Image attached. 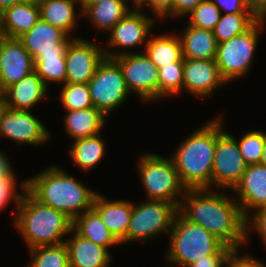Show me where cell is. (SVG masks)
I'll use <instances>...</instances> for the list:
<instances>
[{
	"instance_id": "6da1fadb",
	"label": "cell",
	"mask_w": 266,
	"mask_h": 267,
	"mask_svg": "<svg viewBox=\"0 0 266 267\" xmlns=\"http://www.w3.org/2000/svg\"><path fill=\"white\" fill-rule=\"evenodd\" d=\"M210 190L212 189H187L179 212L188 221L205 228L225 246L238 249L243 243H248L247 219L242 214L237 199L232 200L224 191L222 194Z\"/></svg>"
},
{
	"instance_id": "7a4b0ae2",
	"label": "cell",
	"mask_w": 266,
	"mask_h": 267,
	"mask_svg": "<svg viewBox=\"0 0 266 267\" xmlns=\"http://www.w3.org/2000/svg\"><path fill=\"white\" fill-rule=\"evenodd\" d=\"M25 190L41 204L59 210L72 221L92 208L97 194L55 166L25 180Z\"/></svg>"
},
{
	"instance_id": "3957f363",
	"label": "cell",
	"mask_w": 266,
	"mask_h": 267,
	"mask_svg": "<svg viewBox=\"0 0 266 267\" xmlns=\"http://www.w3.org/2000/svg\"><path fill=\"white\" fill-rule=\"evenodd\" d=\"M21 185L25 193H22L17 205L14 225L23 235L28 248L64 243L65 240L61 239L73 232V221L59 210L35 200L25 190V180Z\"/></svg>"
},
{
	"instance_id": "277c9868",
	"label": "cell",
	"mask_w": 266,
	"mask_h": 267,
	"mask_svg": "<svg viewBox=\"0 0 266 267\" xmlns=\"http://www.w3.org/2000/svg\"><path fill=\"white\" fill-rule=\"evenodd\" d=\"M216 148V119L189 135L171 156L182 183L189 188H210Z\"/></svg>"
},
{
	"instance_id": "5b68a950",
	"label": "cell",
	"mask_w": 266,
	"mask_h": 267,
	"mask_svg": "<svg viewBox=\"0 0 266 267\" xmlns=\"http://www.w3.org/2000/svg\"><path fill=\"white\" fill-rule=\"evenodd\" d=\"M167 260L177 267H188L205 256L216 255L225 245L200 225L188 221L180 212L170 231Z\"/></svg>"
},
{
	"instance_id": "8992f818",
	"label": "cell",
	"mask_w": 266,
	"mask_h": 267,
	"mask_svg": "<svg viewBox=\"0 0 266 267\" xmlns=\"http://www.w3.org/2000/svg\"><path fill=\"white\" fill-rule=\"evenodd\" d=\"M138 169L148 200L167 201L180 207L182 199L176 196H184L187 187L182 183L171 157L146 153L140 157Z\"/></svg>"
},
{
	"instance_id": "52a82bcc",
	"label": "cell",
	"mask_w": 266,
	"mask_h": 267,
	"mask_svg": "<svg viewBox=\"0 0 266 267\" xmlns=\"http://www.w3.org/2000/svg\"><path fill=\"white\" fill-rule=\"evenodd\" d=\"M264 22L265 19H258L244 33L218 44L215 61L226 83L249 72Z\"/></svg>"
},
{
	"instance_id": "ba28073f",
	"label": "cell",
	"mask_w": 266,
	"mask_h": 267,
	"mask_svg": "<svg viewBox=\"0 0 266 267\" xmlns=\"http://www.w3.org/2000/svg\"><path fill=\"white\" fill-rule=\"evenodd\" d=\"M93 106L106 117L129 96L122 69L114 58L105 57L87 83Z\"/></svg>"
},
{
	"instance_id": "9c48e42d",
	"label": "cell",
	"mask_w": 266,
	"mask_h": 267,
	"mask_svg": "<svg viewBox=\"0 0 266 267\" xmlns=\"http://www.w3.org/2000/svg\"><path fill=\"white\" fill-rule=\"evenodd\" d=\"M178 212L177 205L162 200H146L142 204H133L125 242L144 241L159 233H169Z\"/></svg>"
},
{
	"instance_id": "30bf717a",
	"label": "cell",
	"mask_w": 266,
	"mask_h": 267,
	"mask_svg": "<svg viewBox=\"0 0 266 267\" xmlns=\"http://www.w3.org/2000/svg\"><path fill=\"white\" fill-rule=\"evenodd\" d=\"M216 118V148L211 175V186L234 189L247 168L239 145L233 135L222 130V120Z\"/></svg>"
},
{
	"instance_id": "8fae6325",
	"label": "cell",
	"mask_w": 266,
	"mask_h": 267,
	"mask_svg": "<svg viewBox=\"0 0 266 267\" xmlns=\"http://www.w3.org/2000/svg\"><path fill=\"white\" fill-rule=\"evenodd\" d=\"M104 54L118 62L130 93H137L144 101L158 99L159 68L146 54L127 51L113 53L105 48Z\"/></svg>"
},
{
	"instance_id": "7c38bea8",
	"label": "cell",
	"mask_w": 266,
	"mask_h": 267,
	"mask_svg": "<svg viewBox=\"0 0 266 267\" xmlns=\"http://www.w3.org/2000/svg\"><path fill=\"white\" fill-rule=\"evenodd\" d=\"M0 135L18 144L39 145L50 138L46 127L30 110H14L3 106L0 111Z\"/></svg>"
},
{
	"instance_id": "4fadbf2b",
	"label": "cell",
	"mask_w": 266,
	"mask_h": 267,
	"mask_svg": "<svg viewBox=\"0 0 266 267\" xmlns=\"http://www.w3.org/2000/svg\"><path fill=\"white\" fill-rule=\"evenodd\" d=\"M65 58V83H88L105 54L104 49L95 43L74 37L67 47Z\"/></svg>"
},
{
	"instance_id": "5bb4252c",
	"label": "cell",
	"mask_w": 266,
	"mask_h": 267,
	"mask_svg": "<svg viewBox=\"0 0 266 267\" xmlns=\"http://www.w3.org/2000/svg\"><path fill=\"white\" fill-rule=\"evenodd\" d=\"M18 39L34 60L35 58L65 56L67 47L73 38L69 39V35L64 31L39 18L36 24Z\"/></svg>"
},
{
	"instance_id": "9a60e30c",
	"label": "cell",
	"mask_w": 266,
	"mask_h": 267,
	"mask_svg": "<svg viewBox=\"0 0 266 267\" xmlns=\"http://www.w3.org/2000/svg\"><path fill=\"white\" fill-rule=\"evenodd\" d=\"M34 71V60L18 38L3 37L0 40V90Z\"/></svg>"
},
{
	"instance_id": "2e32d148",
	"label": "cell",
	"mask_w": 266,
	"mask_h": 267,
	"mask_svg": "<svg viewBox=\"0 0 266 267\" xmlns=\"http://www.w3.org/2000/svg\"><path fill=\"white\" fill-rule=\"evenodd\" d=\"M234 190L240 200L237 203L246 219L251 217L248 215L249 210L266 208V165H247L242 179Z\"/></svg>"
},
{
	"instance_id": "e0dca14e",
	"label": "cell",
	"mask_w": 266,
	"mask_h": 267,
	"mask_svg": "<svg viewBox=\"0 0 266 267\" xmlns=\"http://www.w3.org/2000/svg\"><path fill=\"white\" fill-rule=\"evenodd\" d=\"M215 59H184L183 88L197 96H209L216 87L225 84Z\"/></svg>"
},
{
	"instance_id": "ac0fdd59",
	"label": "cell",
	"mask_w": 266,
	"mask_h": 267,
	"mask_svg": "<svg viewBox=\"0 0 266 267\" xmlns=\"http://www.w3.org/2000/svg\"><path fill=\"white\" fill-rule=\"evenodd\" d=\"M154 19L141 13L138 9H132L109 32L108 46L119 48H131L148 40L150 29L154 25ZM146 39V40H145Z\"/></svg>"
},
{
	"instance_id": "d6986e66",
	"label": "cell",
	"mask_w": 266,
	"mask_h": 267,
	"mask_svg": "<svg viewBox=\"0 0 266 267\" xmlns=\"http://www.w3.org/2000/svg\"><path fill=\"white\" fill-rule=\"evenodd\" d=\"M92 208L99 214L115 239L123 244L132 216L133 203L127 200L108 201L97 193Z\"/></svg>"
},
{
	"instance_id": "ffe728a7",
	"label": "cell",
	"mask_w": 266,
	"mask_h": 267,
	"mask_svg": "<svg viewBox=\"0 0 266 267\" xmlns=\"http://www.w3.org/2000/svg\"><path fill=\"white\" fill-rule=\"evenodd\" d=\"M47 90V86L34 70L2 92L4 106L14 110H30L46 96Z\"/></svg>"
},
{
	"instance_id": "44dd1931",
	"label": "cell",
	"mask_w": 266,
	"mask_h": 267,
	"mask_svg": "<svg viewBox=\"0 0 266 267\" xmlns=\"http://www.w3.org/2000/svg\"><path fill=\"white\" fill-rule=\"evenodd\" d=\"M68 249L69 267H108L112 260L107 248L79 235L64 242Z\"/></svg>"
},
{
	"instance_id": "7402d4cb",
	"label": "cell",
	"mask_w": 266,
	"mask_h": 267,
	"mask_svg": "<svg viewBox=\"0 0 266 267\" xmlns=\"http://www.w3.org/2000/svg\"><path fill=\"white\" fill-rule=\"evenodd\" d=\"M0 14L3 36L18 38L36 24L40 9L37 0H28L8 7Z\"/></svg>"
},
{
	"instance_id": "603a6c76",
	"label": "cell",
	"mask_w": 266,
	"mask_h": 267,
	"mask_svg": "<svg viewBox=\"0 0 266 267\" xmlns=\"http://www.w3.org/2000/svg\"><path fill=\"white\" fill-rule=\"evenodd\" d=\"M64 126L74 140L95 137L102 131L106 116L95 107L67 111Z\"/></svg>"
},
{
	"instance_id": "cb8c5ba5",
	"label": "cell",
	"mask_w": 266,
	"mask_h": 267,
	"mask_svg": "<svg viewBox=\"0 0 266 267\" xmlns=\"http://www.w3.org/2000/svg\"><path fill=\"white\" fill-rule=\"evenodd\" d=\"M180 40L184 59L212 60L216 58L218 43L213 31L188 25Z\"/></svg>"
},
{
	"instance_id": "d4e9b609",
	"label": "cell",
	"mask_w": 266,
	"mask_h": 267,
	"mask_svg": "<svg viewBox=\"0 0 266 267\" xmlns=\"http://www.w3.org/2000/svg\"><path fill=\"white\" fill-rule=\"evenodd\" d=\"M126 0H107L96 5H80L81 15H87L94 27L110 31L132 9Z\"/></svg>"
},
{
	"instance_id": "484cf974",
	"label": "cell",
	"mask_w": 266,
	"mask_h": 267,
	"mask_svg": "<svg viewBox=\"0 0 266 267\" xmlns=\"http://www.w3.org/2000/svg\"><path fill=\"white\" fill-rule=\"evenodd\" d=\"M40 18L64 31L67 35L74 29L76 23L75 4L80 0H37ZM78 2V3H76Z\"/></svg>"
},
{
	"instance_id": "4316f807",
	"label": "cell",
	"mask_w": 266,
	"mask_h": 267,
	"mask_svg": "<svg viewBox=\"0 0 266 267\" xmlns=\"http://www.w3.org/2000/svg\"><path fill=\"white\" fill-rule=\"evenodd\" d=\"M72 231H76L79 235L107 249L119 244L93 208L85 211L73 221Z\"/></svg>"
},
{
	"instance_id": "83f0119b",
	"label": "cell",
	"mask_w": 266,
	"mask_h": 267,
	"mask_svg": "<svg viewBox=\"0 0 266 267\" xmlns=\"http://www.w3.org/2000/svg\"><path fill=\"white\" fill-rule=\"evenodd\" d=\"M145 43V54L158 68L183 59L182 43L177 35L150 37Z\"/></svg>"
},
{
	"instance_id": "f1b7e54d",
	"label": "cell",
	"mask_w": 266,
	"mask_h": 267,
	"mask_svg": "<svg viewBox=\"0 0 266 267\" xmlns=\"http://www.w3.org/2000/svg\"><path fill=\"white\" fill-rule=\"evenodd\" d=\"M70 148L71 159L82 170L92 169L100 163L106 149L99 134L91 138L76 139Z\"/></svg>"
},
{
	"instance_id": "f546056e",
	"label": "cell",
	"mask_w": 266,
	"mask_h": 267,
	"mask_svg": "<svg viewBox=\"0 0 266 267\" xmlns=\"http://www.w3.org/2000/svg\"><path fill=\"white\" fill-rule=\"evenodd\" d=\"M258 18L253 13L221 14L220 20L213 29L217 43H222L244 33Z\"/></svg>"
},
{
	"instance_id": "4dcf8cb0",
	"label": "cell",
	"mask_w": 266,
	"mask_h": 267,
	"mask_svg": "<svg viewBox=\"0 0 266 267\" xmlns=\"http://www.w3.org/2000/svg\"><path fill=\"white\" fill-rule=\"evenodd\" d=\"M29 250L33 259L27 267H69L68 249L65 243L38 246Z\"/></svg>"
},
{
	"instance_id": "1f68e13d",
	"label": "cell",
	"mask_w": 266,
	"mask_h": 267,
	"mask_svg": "<svg viewBox=\"0 0 266 267\" xmlns=\"http://www.w3.org/2000/svg\"><path fill=\"white\" fill-rule=\"evenodd\" d=\"M184 58L168 66L159 68L158 98L178 95L183 91Z\"/></svg>"
},
{
	"instance_id": "d6a6232c",
	"label": "cell",
	"mask_w": 266,
	"mask_h": 267,
	"mask_svg": "<svg viewBox=\"0 0 266 267\" xmlns=\"http://www.w3.org/2000/svg\"><path fill=\"white\" fill-rule=\"evenodd\" d=\"M60 100L67 111L94 107L87 83H65Z\"/></svg>"
},
{
	"instance_id": "836d02e7",
	"label": "cell",
	"mask_w": 266,
	"mask_h": 267,
	"mask_svg": "<svg viewBox=\"0 0 266 267\" xmlns=\"http://www.w3.org/2000/svg\"><path fill=\"white\" fill-rule=\"evenodd\" d=\"M34 70L47 86V82H59L65 84L66 81V58L57 56L51 58H35Z\"/></svg>"
},
{
	"instance_id": "e575fe53",
	"label": "cell",
	"mask_w": 266,
	"mask_h": 267,
	"mask_svg": "<svg viewBox=\"0 0 266 267\" xmlns=\"http://www.w3.org/2000/svg\"><path fill=\"white\" fill-rule=\"evenodd\" d=\"M266 134L262 131H249L237 141L241 155L247 165L261 163Z\"/></svg>"
},
{
	"instance_id": "d590c367",
	"label": "cell",
	"mask_w": 266,
	"mask_h": 267,
	"mask_svg": "<svg viewBox=\"0 0 266 267\" xmlns=\"http://www.w3.org/2000/svg\"><path fill=\"white\" fill-rule=\"evenodd\" d=\"M221 14V10L211 0H203L190 13V23L187 25L213 31Z\"/></svg>"
},
{
	"instance_id": "8d00e7d4",
	"label": "cell",
	"mask_w": 266,
	"mask_h": 267,
	"mask_svg": "<svg viewBox=\"0 0 266 267\" xmlns=\"http://www.w3.org/2000/svg\"><path fill=\"white\" fill-rule=\"evenodd\" d=\"M16 178H0V210L8 205L11 199H14L16 207L22 196L16 191Z\"/></svg>"
},
{
	"instance_id": "74e56055",
	"label": "cell",
	"mask_w": 266,
	"mask_h": 267,
	"mask_svg": "<svg viewBox=\"0 0 266 267\" xmlns=\"http://www.w3.org/2000/svg\"><path fill=\"white\" fill-rule=\"evenodd\" d=\"M231 248L224 246L216 255L205 256V259H199L188 267H221L228 258Z\"/></svg>"
},
{
	"instance_id": "f35d334b",
	"label": "cell",
	"mask_w": 266,
	"mask_h": 267,
	"mask_svg": "<svg viewBox=\"0 0 266 267\" xmlns=\"http://www.w3.org/2000/svg\"><path fill=\"white\" fill-rule=\"evenodd\" d=\"M250 219L252 220V222ZM251 225L253 229L257 230L256 232L259 233L266 246V208L258 209L257 211H255V215L253 214L251 218H247V236L248 230L251 229Z\"/></svg>"
},
{
	"instance_id": "ab89813d",
	"label": "cell",
	"mask_w": 266,
	"mask_h": 267,
	"mask_svg": "<svg viewBox=\"0 0 266 267\" xmlns=\"http://www.w3.org/2000/svg\"><path fill=\"white\" fill-rule=\"evenodd\" d=\"M238 250L239 249H232L227 258V261L233 267H265L263 263L252 256H237Z\"/></svg>"
},
{
	"instance_id": "60d3db41",
	"label": "cell",
	"mask_w": 266,
	"mask_h": 267,
	"mask_svg": "<svg viewBox=\"0 0 266 267\" xmlns=\"http://www.w3.org/2000/svg\"><path fill=\"white\" fill-rule=\"evenodd\" d=\"M174 0H147L143 5L147 4L154 12L155 18H164L166 16H173Z\"/></svg>"
},
{
	"instance_id": "b9f144b4",
	"label": "cell",
	"mask_w": 266,
	"mask_h": 267,
	"mask_svg": "<svg viewBox=\"0 0 266 267\" xmlns=\"http://www.w3.org/2000/svg\"><path fill=\"white\" fill-rule=\"evenodd\" d=\"M220 10L227 11V14L252 13L246 8L242 0H211Z\"/></svg>"
},
{
	"instance_id": "7bdbcfd3",
	"label": "cell",
	"mask_w": 266,
	"mask_h": 267,
	"mask_svg": "<svg viewBox=\"0 0 266 267\" xmlns=\"http://www.w3.org/2000/svg\"><path fill=\"white\" fill-rule=\"evenodd\" d=\"M203 0H174L173 17L191 13Z\"/></svg>"
},
{
	"instance_id": "ee69618b",
	"label": "cell",
	"mask_w": 266,
	"mask_h": 267,
	"mask_svg": "<svg viewBox=\"0 0 266 267\" xmlns=\"http://www.w3.org/2000/svg\"><path fill=\"white\" fill-rule=\"evenodd\" d=\"M247 9H249L258 19L266 18V0H242Z\"/></svg>"
},
{
	"instance_id": "f6af8a7d",
	"label": "cell",
	"mask_w": 266,
	"mask_h": 267,
	"mask_svg": "<svg viewBox=\"0 0 266 267\" xmlns=\"http://www.w3.org/2000/svg\"><path fill=\"white\" fill-rule=\"evenodd\" d=\"M7 156L0 151V178H16Z\"/></svg>"
},
{
	"instance_id": "bcb514c9",
	"label": "cell",
	"mask_w": 266,
	"mask_h": 267,
	"mask_svg": "<svg viewBox=\"0 0 266 267\" xmlns=\"http://www.w3.org/2000/svg\"><path fill=\"white\" fill-rule=\"evenodd\" d=\"M25 1H28V0H0V13L8 7H11L15 4L22 3Z\"/></svg>"
},
{
	"instance_id": "7dc6e473",
	"label": "cell",
	"mask_w": 266,
	"mask_h": 267,
	"mask_svg": "<svg viewBox=\"0 0 266 267\" xmlns=\"http://www.w3.org/2000/svg\"><path fill=\"white\" fill-rule=\"evenodd\" d=\"M107 0H80L81 5H96Z\"/></svg>"
},
{
	"instance_id": "c3c4849f",
	"label": "cell",
	"mask_w": 266,
	"mask_h": 267,
	"mask_svg": "<svg viewBox=\"0 0 266 267\" xmlns=\"http://www.w3.org/2000/svg\"><path fill=\"white\" fill-rule=\"evenodd\" d=\"M146 1L147 0H132V2L134 3L133 5L136 6V9H140Z\"/></svg>"
},
{
	"instance_id": "681fc988",
	"label": "cell",
	"mask_w": 266,
	"mask_h": 267,
	"mask_svg": "<svg viewBox=\"0 0 266 267\" xmlns=\"http://www.w3.org/2000/svg\"><path fill=\"white\" fill-rule=\"evenodd\" d=\"M261 164L266 165V141L262 152Z\"/></svg>"
},
{
	"instance_id": "f907efd6",
	"label": "cell",
	"mask_w": 266,
	"mask_h": 267,
	"mask_svg": "<svg viewBox=\"0 0 266 267\" xmlns=\"http://www.w3.org/2000/svg\"><path fill=\"white\" fill-rule=\"evenodd\" d=\"M3 106H4V99L3 96H0V111L3 108Z\"/></svg>"
},
{
	"instance_id": "816d5d0a",
	"label": "cell",
	"mask_w": 266,
	"mask_h": 267,
	"mask_svg": "<svg viewBox=\"0 0 266 267\" xmlns=\"http://www.w3.org/2000/svg\"><path fill=\"white\" fill-rule=\"evenodd\" d=\"M2 26H1V14H0V40L3 38Z\"/></svg>"
},
{
	"instance_id": "f5cc1de1",
	"label": "cell",
	"mask_w": 266,
	"mask_h": 267,
	"mask_svg": "<svg viewBox=\"0 0 266 267\" xmlns=\"http://www.w3.org/2000/svg\"><path fill=\"white\" fill-rule=\"evenodd\" d=\"M224 265H225V267H233L227 260L225 261V263L221 267H223Z\"/></svg>"
}]
</instances>
